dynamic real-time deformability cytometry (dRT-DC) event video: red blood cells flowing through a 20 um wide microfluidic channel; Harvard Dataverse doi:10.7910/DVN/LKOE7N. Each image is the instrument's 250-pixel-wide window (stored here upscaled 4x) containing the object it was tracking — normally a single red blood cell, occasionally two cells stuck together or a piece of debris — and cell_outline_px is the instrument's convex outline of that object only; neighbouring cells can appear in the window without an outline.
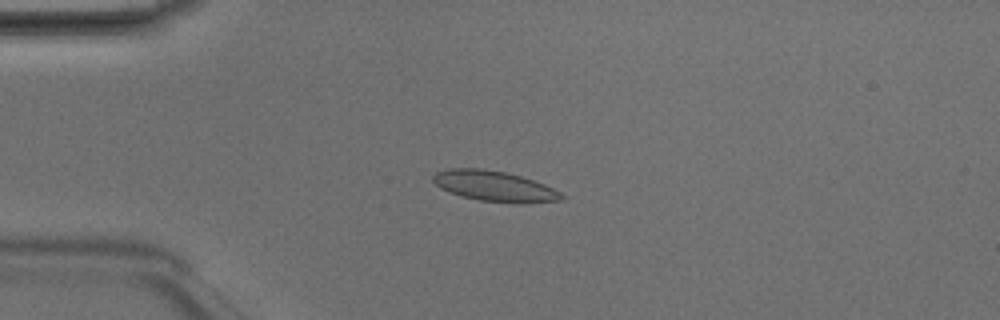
{"species": "Egyptian fruit bat (a non-hibernating species)", "species_latin": "Rousettus aegyptiacus", "temperature_condition": "room temperature", "stored_images_in_passage": 49, "camera_frame_rate_fps": 3000, "um_per_image_px": 0.085, "animal": {"sex": "male"}, "frame": {"image": 1, "passage_image": 13, "time_ms": 4.0, "image_size_px": [1000, 320], "cell_outline_px": [[564, 196], [560, 200], [520, 204], [480, 200], [460, 196], [448, 192], [440, 188], [432, 180], [432, 176], [436, 172], [448, 168], [484, 168], [504, 172], [520, 176], [544, 184], [560, 192]], "centroid_in_image_um": [41.98, 15.82], "position_along_channel_um": 43.0, "area_um2": 22.83}}
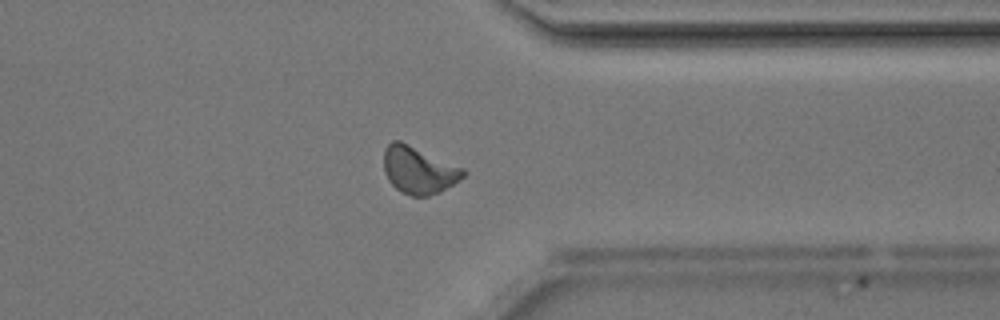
{"frame": {"image": 2, "passage_image": 39, "time_ms": 12.667, "image_size_px": [1000, 320], "cell_outline_px": [[464, 176], [460, 180], [440, 192], [428, 196], [412, 196], [400, 192], [388, 180], [384, 172], [384, 148], [392, 140], [400, 140], [464, 168]], "centroid_in_image_um": [35.57, 14.46], "position_along_channel_um": 375.8, "area_um2": 21.91}}
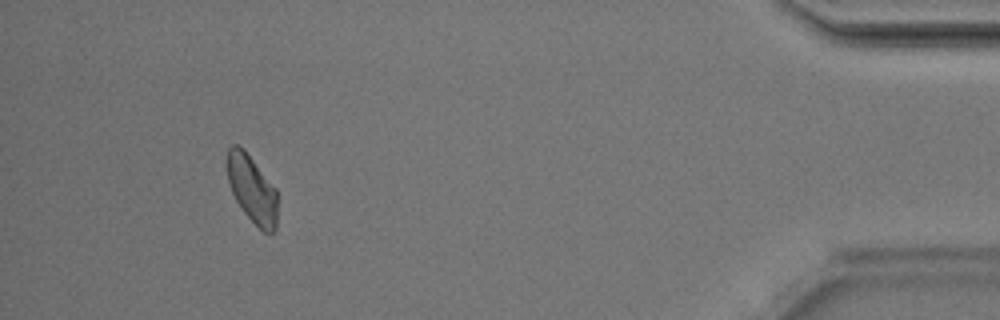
{"frame": {"image": 3, "passage_image": 46, "time_ms": 15.0, "image_size_px": [1000, 320], "cell_outline_px": [[276, 228], [272, 232], [264, 232], [244, 212], [236, 200], [232, 192], [228, 180], [228, 148], [232, 144], [236, 144], [244, 148], [276, 188]], "centroid_in_image_um": [21.42, 16.03], "position_along_channel_um": 413.8, "area_um2": 19.42}, "authors_computed_cell_mechanics": {"area_um2": 21.1548, "velocity_mm_per_s": 4.1663, "shape_relaxation_time_tau1_ms": null, "shape_relaxation_time_tau2_ms": 5.847, "deformation_change_tau1": null, "deformation_change_tau2": 0.1137}}